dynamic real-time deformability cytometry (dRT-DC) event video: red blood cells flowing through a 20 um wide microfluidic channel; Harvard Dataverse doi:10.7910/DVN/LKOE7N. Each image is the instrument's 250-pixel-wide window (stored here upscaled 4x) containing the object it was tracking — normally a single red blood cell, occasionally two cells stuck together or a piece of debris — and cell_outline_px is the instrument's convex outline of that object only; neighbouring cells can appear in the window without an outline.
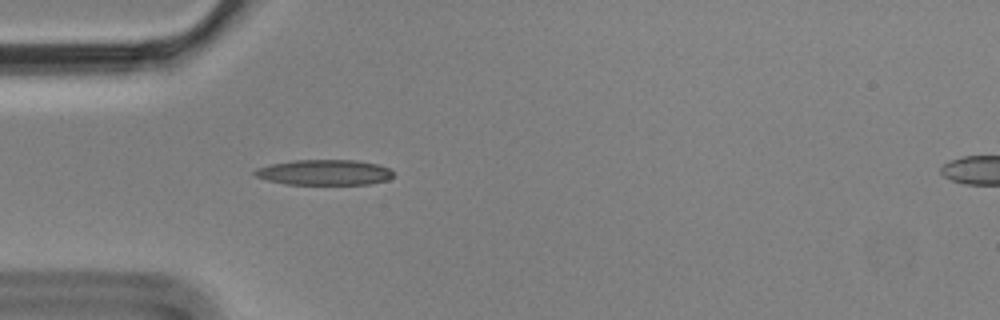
{"species": "Egyptian fruit bat (a non-hibernating species)", "species_latin": "Rousettus aegyptiacus", "temperature_condition": "cold", "stored_images_in_passage": 2, "camera_frame_rate_fps": 3000, "um_per_image_px": 0.085, "animal": {"sex": "male"}, "frame": {"image": 1, "passage_image": 1, "time_ms": 0.0, "image_size_px": [1000, 320], "cell_outline_px": [[392, 176], [388, 180], [368, 184], [284, 184], [268, 180], [256, 176], [252, 172], [256, 168], [268, 164], [296, 160], [356, 160], [376, 164], [388, 168], [392, 172]], "centroid_in_image_um": [27.53, 14.65], "position_along_channel_um": 57.5, "area_um2": 20.46}}